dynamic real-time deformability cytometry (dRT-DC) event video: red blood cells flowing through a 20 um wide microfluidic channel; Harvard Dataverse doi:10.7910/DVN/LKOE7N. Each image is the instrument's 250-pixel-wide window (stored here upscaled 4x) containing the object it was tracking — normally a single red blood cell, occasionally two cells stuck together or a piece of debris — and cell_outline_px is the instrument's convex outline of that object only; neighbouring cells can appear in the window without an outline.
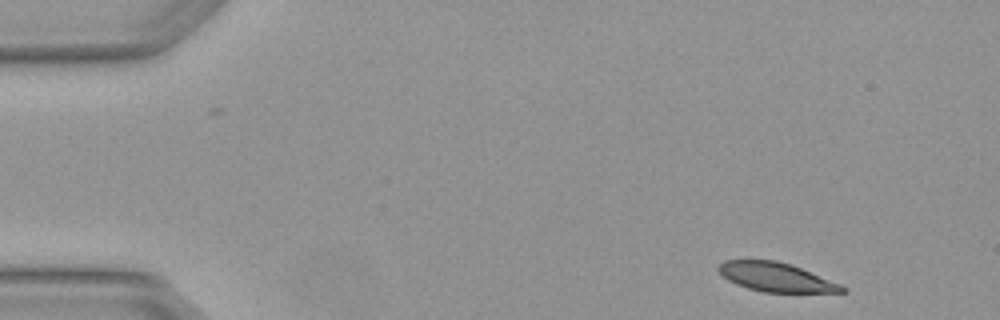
{"species": "Egyptian fruit bat (a non-hibernating species)", "species_latin": "Rousettus aegyptiacus", "temperature_condition": "warm", "stored_images_in_passage": 5, "camera_frame_rate_fps": 3000, "um_per_image_px": 0.085, "animal": {"sex": "female"}, "frame": {"image": 1, "passage_image": 1, "time_ms": 0.0, "image_size_px": [1000, 320], "cell_outline_px": [[848, 292], [764, 292], [748, 288], [736, 284], [728, 280], [716, 268], [724, 260], [776, 260], [792, 264], [840, 284], [848, 288]], "centroid_in_image_um": [65.98, 23.55], "position_along_channel_um": 19.0, "area_um2": 20.81}}
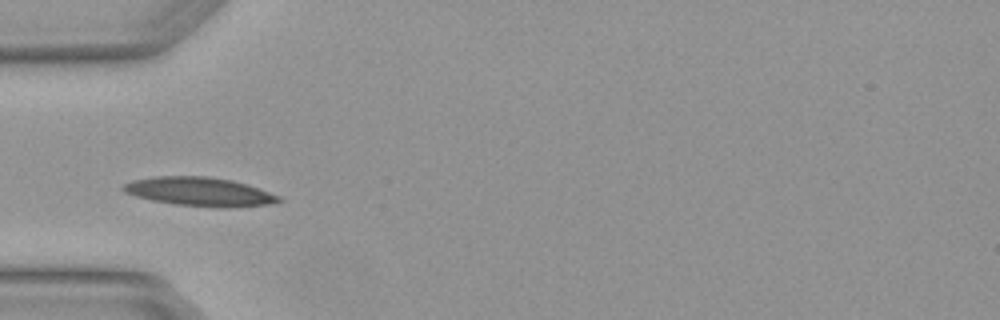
{"frame": {"image": 2, "passage_image": 4, "time_ms": 1.0, "image_size_px": [1000, 320], "cell_outline_px": [[284, 200], [268, 204], [228, 208], [220, 208], [176, 204], [152, 200], [136, 196], [124, 192], [120, 188], [124, 184], [132, 180], [156, 176], [208, 176], [232, 180], [248, 184], [280, 196]], "centroid_in_image_um": [16.97, 16.29], "position_along_channel_um": 68.0, "area_um2": 26.18}}
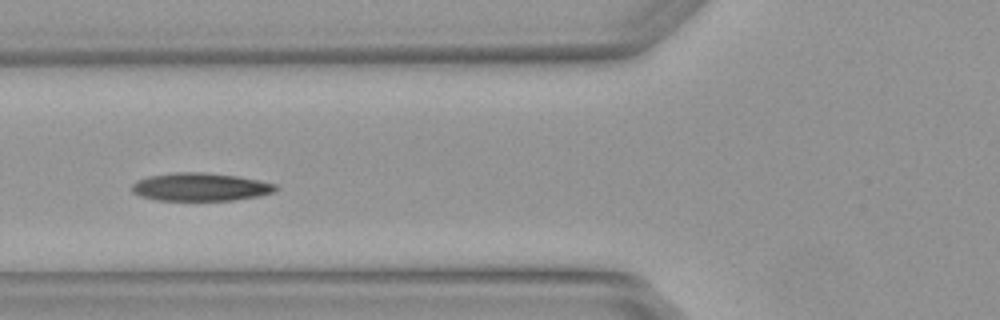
{"frame": {"image": 3, "passage_image": 5, "time_ms": 1.333, "image_size_px": [1000, 320], "cell_outline_px": [[280, 188], [272, 192], [260, 196], [236, 200], [156, 200], [140, 196], [132, 192], [132, 184], [136, 180], [148, 176], [176, 172], [204, 172], [236, 176], [260, 180], [276, 184]], "centroid_in_image_um": [17.04, 15.89], "position_along_channel_um": 108.8, "area_um2": 23.64}}